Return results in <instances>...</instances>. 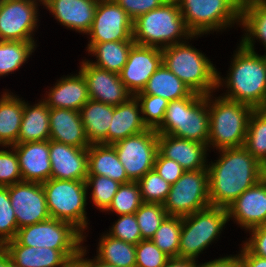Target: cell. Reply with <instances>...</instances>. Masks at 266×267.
<instances>
[{
    "label": "cell",
    "instance_id": "cell-1",
    "mask_svg": "<svg viewBox=\"0 0 266 267\" xmlns=\"http://www.w3.org/2000/svg\"><path fill=\"white\" fill-rule=\"evenodd\" d=\"M218 151V160L207 166L209 200L211 206L227 209L245 190L265 177V167L244 146Z\"/></svg>",
    "mask_w": 266,
    "mask_h": 267
},
{
    "label": "cell",
    "instance_id": "cell-2",
    "mask_svg": "<svg viewBox=\"0 0 266 267\" xmlns=\"http://www.w3.org/2000/svg\"><path fill=\"white\" fill-rule=\"evenodd\" d=\"M237 49L225 81L217 72V88L225 84L229 90L222 97L262 109L266 105V55H259L241 43Z\"/></svg>",
    "mask_w": 266,
    "mask_h": 267
},
{
    "label": "cell",
    "instance_id": "cell-3",
    "mask_svg": "<svg viewBox=\"0 0 266 267\" xmlns=\"http://www.w3.org/2000/svg\"><path fill=\"white\" fill-rule=\"evenodd\" d=\"M194 37L198 35L187 29L176 0H168L133 21V41L137 45L163 49Z\"/></svg>",
    "mask_w": 266,
    "mask_h": 267
},
{
    "label": "cell",
    "instance_id": "cell-4",
    "mask_svg": "<svg viewBox=\"0 0 266 267\" xmlns=\"http://www.w3.org/2000/svg\"><path fill=\"white\" fill-rule=\"evenodd\" d=\"M155 131L207 144L210 132L208 95L193 92L189 97L170 101L164 120Z\"/></svg>",
    "mask_w": 266,
    "mask_h": 267
},
{
    "label": "cell",
    "instance_id": "cell-5",
    "mask_svg": "<svg viewBox=\"0 0 266 267\" xmlns=\"http://www.w3.org/2000/svg\"><path fill=\"white\" fill-rule=\"evenodd\" d=\"M208 95L210 132L208 148L216 150L242 147L248 130V122L254 108L250 105L228 100L222 96L213 99Z\"/></svg>",
    "mask_w": 266,
    "mask_h": 267
},
{
    "label": "cell",
    "instance_id": "cell-6",
    "mask_svg": "<svg viewBox=\"0 0 266 267\" xmlns=\"http://www.w3.org/2000/svg\"><path fill=\"white\" fill-rule=\"evenodd\" d=\"M161 49L162 64L175 74L192 92L209 95L217 89V68L202 52L186 43Z\"/></svg>",
    "mask_w": 266,
    "mask_h": 267
},
{
    "label": "cell",
    "instance_id": "cell-7",
    "mask_svg": "<svg viewBox=\"0 0 266 267\" xmlns=\"http://www.w3.org/2000/svg\"><path fill=\"white\" fill-rule=\"evenodd\" d=\"M187 29L193 35L226 29L239 22L241 5L236 0H176Z\"/></svg>",
    "mask_w": 266,
    "mask_h": 267
},
{
    "label": "cell",
    "instance_id": "cell-8",
    "mask_svg": "<svg viewBox=\"0 0 266 267\" xmlns=\"http://www.w3.org/2000/svg\"><path fill=\"white\" fill-rule=\"evenodd\" d=\"M51 218L73 224L82 233L87 229L86 181L54 179L42 183Z\"/></svg>",
    "mask_w": 266,
    "mask_h": 267
},
{
    "label": "cell",
    "instance_id": "cell-9",
    "mask_svg": "<svg viewBox=\"0 0 266 267\" xmlns=\"http://www.w3.org/2000/svg\"><path fill=\"white\" fill-rule=\"evenodd\" d=\"M228 221L227 209L213 206L182 217L178 257L196 260Z\"/></svg>",
    "mask_w": 266,
    "mask_h": 267
},
{
    "label": "cell",
    "instance_id": "cell-10",
    "mask_svg": "<svg viewBox=\"0 0 266 267\" xmlns=\"http://www.w3.org/2000/svg\"><path fill=\"white\" fill-rule=\"evenodd\" d=\"M208 169L188 170L170 187L163 207L168 216L185 217L208 208Z\"/></svg>",
    "mask_w": 266,
    "mask_h": 267
},
{
    "label": "cell",
    "instance_id": "cell-11",
    "mask_svg": "<svg viewBox=\"0 0 266 267\" xmlns=\"http://www.w3.org/2000/svg\"><path fill=\"white\" fill-rule=\"evenodd\" d=\"M73 224L50 218L18 229L15 241L19 245L47 247L59 251H81L86 238Z\"/></svg>",
    "mask_w": 266,
    "mask_h": 267
},
{
    "label": "cell",
    "instance_id": "cell-12",
    "mask_svg": "<svg viewBox=\"0 0 266 267\" xmlns=\"http://www.w3.org/2000/svg\"><path fill=\"white\" fill-rule=\"evenodd\" d=\"M112 145L131 181H138L153 170L158 152V133L154 129L148 128Z\"/></svg>",
    "mask_w": 266,
    "mask_h": 267
},
{
    "label": "cell",
    "instance_id": "cell-13",
    "mask_svg": "<svg viewBox=\"0 0 266 267\" xmlns=\"http://www.w3.org/2000/svg\"><path fill=\"white\" fill-rule=\"evenodd\" d=\"M38 1L43 3V0H0V40L35 42L32 34L39 21Z\"/></svg>",
    "mask_w": 266,
    "mask_h": 267
},
{
    "label": "cell",
    "instance_id": "cell-14",
    "mask_svg": "<svg viewBox=\"0 0 266 267\" xmlns=\"http://www.w3.org/2000/svg\"><path fill=\"white\" fill-rule=\"evenodd\" d=\"M89 43L133 41V20L114 0H99Z\"/></svg>",
    "mask_w": 266,
    "mask_h": 267
},
{
    "label": "cell",
    "instance_id": "cell-15",
    "mask_svg": "<svg viewBox=\"0 0 266 267\" xmlns=\"http://www.w3.org/2000/svg\"><path fill=\"white\" fill-rule=\"evenodd\" d=\"M18 229L50 219L42 183L21 181L9 186Z\"/></svg>",
    "mask_w": 266,
    "mask_h": 267
},
{
    "label": "cell",
    "instance_id": "cell-16",
    "mask_svg": "<svg viewBox=\"0 0 266 267\" xmlns=\"http://www.w3.org/2000/svg\"><path fill=\"white\" fill-rule=\"evenodd\" d=\"M161 65L162 51L160 48L134 44L119 77L127 90L135 96L142 92L149 78Z\"/></svg>",
    "mask_w": 266,
    "mask_h": 267
},
{
    "label": "cell",
    "instance_id": "cell-17",
    "mask_svg": "<svg viewBox=\"0 0 266 267\" xmlns=\"http://www.w3.org/2000/svg\"><path fill=\"white\" fill-rule=\"evenodd\" d=\"M86 60L81 62L79 70L86 79L90 99L117 106L133 96L119 74L100 69Z\"/></svg>",
    "mask_w": 266,
    "mask_h": 267
},
{
    "label": "cell",
    "instance_id": "cell-18",
    "mask_svg": "<svg viewBox=\"0 0 266 267\" xmlns=\"http://www.w3.org/2000/svg\"><path fill=\"white\" fill-rule=\"evenodd\" d=\"M227 213L229 221L233 218L247 231L266 225V177L245 190L228 206Z\"/></svg>",
    "mask_w": 266,
    "mask_h": 267
},
{
    "label": "cell",
    "instance_id": "cell-19",
    "mask_svg": "<svg viewBox=\"0 0 266 267\" xmlns=\"http://www.w3.org/2000/svg\"><path fill=\"white\" fill-rule=\"evenodd\" d=\"M51 178L86 181L88 148H79L49 140Z\"/></svg>",
    "mask_w": 266,
    "mask_h": 267
},
{
    "label": "cell",
    "instance_id": "cell-20",
    "mask_svg": "<svg viewBox=\"0 0 266 267\" xmlns=\"http://www.w3.org/2000/svg\"><path fill=\"white\" fill-rule=\"evenodd\" d=\"M3 247L10 254L16 267H68L80 254V251H59L47 247L19 245L15 240L6 242Z\"/></svg>",
    "mask_w": 266,
    "mask_h": 267
},
{
    "label": "cell",
    "instance_id": "cell-21",
    "mask_svg": "<svg viewBox=\"0 0 266 267\" xmlns=\"http://www.w3.org/2000/svg\"><path fill=\"white\" fill-rule=\"evenodd\" d=\"M207 144L178 138L173 135L158 134V152L167 159L176 161L186 171L206 169Z\"/></svg>",
    "mask_w": 266,
    "mask_h": 267
},
{
    "label": "cell",
    "instance_id": "cell-22",
    "mask_svg": "<svg viewBox=\"0 0 266 267\" xmlns=\"http://www.w3.org/2000/svg\"><path fill=\"white\" fill-rule=\"evenodd\" d=\"M99 0H43L61 25L80 33L90 30Z\"/></svg>",
    "mask_w": 266,
    "mask_h": 267
},
{
    "label": "cell",
    "instance_id": "cell-23",
    "mask_svg": "<svg viewBox=\"0 0 266 267\" xmlns=\"http://www.w3.org/2000/svg\"><path fill=\"white\" fill-rule=\"evenodd\" d=\"M23 181L43 183L51 178L49 140L13 145Z\"/></svg>",
    "mask_w": 266,
    "mask_h": 267
},
{
    "label": "cell",
    "instance_id": "cell-24",
    "mask_svg": "<svg viewBox=\"0 0 266 267\" xmlns=\"http://www.w3.org/2000/svg\"><path fill=\"white\" fill-rule=\"evenodd\" d=\"M49 126L50 140L79 148L91 145L79 111L49 108Z\"/></svg>",
    "mask_w": 266,
    "mask_h": 267
},
{
    "label": "cell",
    "instance_id": "cell-25",
    "mask_svg": "<svg viewBox=\"0 0 266 267\" xmlns=\"http://www.w3.org/2000/svg\"><path fill=\"white\" fill-rule=\"evenodd\" d=\"M49 90L48 97L42 99L49 108L80 111L90 99L86 79L80 71L76 75L57 80L54 87Z\"/></svg>",
    "mask_w": 266,
    "mask_h": 267
},
{
    "label": "cell",
    "instance_id": "cell-26",
    "mask_svg": "<svg viewBox=\"0 0 266 267\" xmlns=\"http://www.w3.org/2000/svg\"><path fill=\"white\" fill-rule=\"evenodd\" d=\"M141 113L140 103L136 96H131L122 104L113 106V117L108 130V144H114L147 130Z\"/></svg>",
    "mask_w": 266,
    "mask_h": 267
},
{
    "label": "cell",
    "instance_id": "cell-27",
    "mask_svg": "<svg viewBox=\"0 0 266 267\" xmlns=\"http://www.w3.org/2000/svg\"><path fill=\"white\" fill-rule=\"evenodd\" d=\"M88 175H103L121 184L131 182L112 144L93 143L88 147Z\"/></svg>",
    "mask_w": 266,
    "mask_h": 267
},
{
    "label": "cell",
    "instance_id": "cell-28",
    "mask_svg": "<svg viewBox=\"0 0 266 267\" xmlns=\"http://www.w3.org/2000/svg\"><path fill=\"white\" fill-rule=\"evenodd\" d=\"M79 112L89 142L108 144L113 106L89 99Z\"/></svg>",
    "mask_w": 266,
    "mask_h": 267
},
{
    "label": "cell",
    "instance_id": "cell-29",
    "mask_svg": "<svg viewBox=\"0 0 266 267\" xmlns=\"http://www.w3.org/2000/svg\"><path fill=\"white\" fill-rule=\"evenodd\" d=\"M50 140L49 107L42 100L29 105L24 101L20 132L16 144Z\"/></svg>",
    "mask_w": 266,
    "mask_h": 267
},
{
    "label": "cell",
    "instance_id": "cell-30",
    "mask_svg": "<svg viewBox=\"0 0 266 267\" xmlns=\"http://www.w3.org/2000/svg\"><path fill=\"white\" fill-rule=\"evenodd\" d=\"M24 100L10 92L0 98V146L7 148L16 144L20 132Z\"/></svg>",
    "mask_w": 266,
    "mask_h": 267
},
{
    "label": "cell",
    "instance_id": "cell-31",
    "mask_svg": "<svg viewBox=\"0 0 266 267\" xmlns=\"http://www.w3.org/2000/svg\"><path fill=\"white\" fill-rule=\"evenodd\" d=\"M240 25L247 32L240 42L245 48L254 50V40L259 39L266 50V0H254L241 6Z\"/></svg>",
    "mask_w": 266,
    "mask_h": 267
},
{
    "label": "cell",
    "instance_id": "cell-32",
    "mask_svg": "<svg viewBox=\"0 0 266 267\" xmlns=\"http://www.w3.org/2000/svg\"><path fill=\"white\" fill-rule=\"evenodd\" d=\"M134 41H112L103 43H88V53L96 56V62L89 63L109 72L119 74L127 62L128 54Z\"/></svg>",
    "mask_w": 266,
    "mask_h": 267
},
{
    "label": "cell",
    "instance_id": "cell-33",
    "mask_svg": "<svg viewBox=\"0 0 266 267\" xmlns=\"http://www.w3.org/2000/svg\"><path fill=\"white\" fill-rule=\"evenodd\" d=\"M192 93L186 84L162 64L149 78L142 92L137 94L160 96L170 102L189 97Z\"/></svg>",
    "mask_w": 266,
    "mask_h": 267
},
{
    "label": "cell",
    "instance_id": "cell-34",
    "mask_svg": "<svg viewBox=\"0 0 266 267\" xmlns=\"http://www.w3.org/2000/svg\"><path fill=\"white\" fill-rule=\"evenodd\" d=\"M99 260L115 267L136 266V245L104 234L98 243Z\"/></svg>",
    "mask_w": 266,
    "mask_h": 267
},
{
    "label": "cell",
    "instance_id": "cell-35",
    "mask_svg": "<svg viewBox=\"0 0 266 267\" xmlns=\"http://www.w3.org/2000/svg\"><path fill=\"white\" fill-rule=\"evenodd\" d=\"M243 146L266 167V112L263 109H254L251 113Z\"/></svg>",
    "mask_w": 266,
    "mask_h": 267
},
{
    "label": "cell",
    "instance_id": "cell-36",
    "mask_svg": "<svg viewBox=\"0 0 266 267\" xmlns=\"http://www.w3.org/2000/svg\"><path fill=\"white\" fill-rule=\"evenodd\" d=\"M35 42L0 40V76L19 69L35 50Z\"/></svg>",
    "mask_w": 266,
    "mask_h": 267
},
{
    "label": "cell",
    "instance_id": "cell-37",
    "mask_svg": "<svg viewBox=\"0 0 266 267\" xmlns=\"http://www.w3.org/2000/svg\"><path fill=\"white\" fill-rule=\"evenodd\" d=\"M182 217L167 216L151 240L170 258L178 257Z\"/></svg>",
    "mask_w": 266,
    "mask_h": 267
},
{
    "label": "cell",
    "instance_id": "cell-38",
    "mask_svg": "<svg viewBox=\"0 0 266 267\" xmlns=\"http://www.w3.org/2000/svg\"><path fill=\"white\" fill-rule=\"evenodd\" d=\"M143 204L137 181H131L119 186L111 204L105 211H111L118 216L133 214Z\"/></svg>",
    "mask_w": 266,
    "mask_h": 267
},
{
    "label": "cell",
    "instance_id": "cell-39",
    "mask_svg": "<svg viewBox=\"0 0 266 267\" xmlns=\"http://www.w3.org/2000/svg\"><path fill=\"white\" fill-rule=\"evenodd\" d=\"M167 216L163 204L143 203L135 212L142 240L151 239Z\"/></svg>",
    "mask_w": 266,
    "mask_h": 267
},
{
    "label": "cell",
    "instance_id": "cell-40",
    "mask_svg": "<svg viewBox=\"0 0 266 267\" xmlns=\"http://www.w3.org/2000/svg\"><path fill=\"white\" fill-rule=\"evenodd\" d=\"M120 185L121 183L103 175H87L86 178L87 189L93 187L92 201L101 211L109 207Z\"/></svg>",
    "mask_w": 266,
    "mask_h": 267
},
{
    "label": "cell",
    "instance_id": "cell-41",
    "mask_svg": "<svg viewBox=\"0 0 266 267\" xmlns=\"http://www.w3.org/2000/svg\"><path fill=\"white\" fill-rule=\"evenodd\" d=\"M137 183L143 203L163 204L171 187L154 169L147 172Z\"/></svg>",
    "mask_w": 266,
    "mask_h": 267
},
{
    "label": "cell",
    "instance_id": "cell-42",
    "mask_svg": "<svg viewBox=\"0 0 266 267\" xmlns=\"http://www.w3.org/2000/svg\"><path fill=\"white\" fill-rule=\"evenodd\" d=\"M141 107V114L147 128L156 130L164 120L169 101L160 96L136 94Z\"/></svg>",
    "mask_w": 266,
    "mask_h": 267
},
{
    "label": "cell",
    "instance_id": "cell-43",
    "mask_svg": "<svg viewBox=\"0 0 266 267\" xmlns=\"http://www.w3.org/2000/svg\"><path fill=\"white\" fill-rule=\"evenodd\" d=\"M17 231L16 216L9 198V186H0V246L14 240Z\"/></svg>",
    "mask_w": 266,
    "mask_h": 267
},
{
    "label": "cell",
    "instance_id": "cell-44",
    "mask_svg": "<svg viewBox=\"0 0 266 267\" xmlns=\"http://www.w3.org/2000/svg\"><path fill=\"white\" fill-rule=\"evenodd\" d=\"M135 267H163L170 258L151 239L141 240L136 245Z\"/></svg>",
    "mask_w": 266,
    "mask_h": 267
},
{
    "label": "cell",
    "instance_id": "cell-45",
    "mask_svg": "<svg viewBox=\"0 0 266 267\" xmlns=\"http://www.w3.org/2000/svg\"><path fill=\"white\" fill-rule=\"evenodd\" d=\"M109 230V233L107 232L108 235L134 245H137L142 240L135 213L120 215Z\"/></svg>",
    "mask_w": 266,
    "mask_h": 267
},
{
    "label": "cell",
    "instance_id": "cell-46",
    "mask_svg": "<svg viewBox=\"0 0 266 267\" xmlns=\"http://www.w3.org/2000/svg\"><path fill=\"white\" fill-rule=\"evenodd\" d=\"M12 151L0 150V186L8 187L21 182L22 175L18 157L13 146Z\"/></svg>",
    "mask_w": 266,
    "mask_h": 267
},
{
    "label": "cell",
    "instance_id": "cell-47",
    "mask_svg": "<svg viewBox=\"0 0 266 267\" xmlns=\"http://www.w3.org/2000/svg\"><path fill=\"white\" fill-rule=\"evenodd\" d=\"M135 21L139 16L162 6L168 0H114Z\"/></svg>",
    "mask_w": 266,
    "mask_h": 267
},
{
    "label": "cell",
    "instance_id": "cell-48",
    "mask_svg": "<svg viewBox=\"0 0 266 267\" xmlns=\"http://www.w3.org/2000/svg\"><path fill=\"white\" fill-rule=\"evenodd\" d=\"M153 169L171 185L186 171L176 161L163 157L159 152H157Z\"/></svg>",
    "mask_w": 266,
    "mask_h": 267
},
{
    "label": "cell",
    "instance_id": "cell-49",
    "mask_svg": "<svg viewBox=\"0 0 266 267\" xmlns=\"http://www.w3.org/2000/svg\"><path fill=\"white\" fill-rule=\"evenodd\" d=\"M251 237L244 242V246L254 255L266 258V225L249 230Z\"/></svg>",
    "mask_w": 266,
    "mask_h": 267
},
{
    "label": "cell",
    "instance_id": "cell-50",
    "mask_svg": "<svg viewBox=\"0 0 266 267\" xmlns=\"http://www.w3.org/2000/svg\"><path fill=\"white\" fill-rule=\"evenodd\" d=\"M240 252L238 255L242 267H266V258L252 254L245 246Z\"/></svg>",
    "mask_w": 266,
    "mask_h": 267
},
{
    "label": "cell",
    "instance_id": "cell-51",
    "mask_svg": "<svg viewBox=\"0 0 266 267\" xmlns=\"http://www.w3.org/2000/svg\"><path fill=\"white\" fill-rule=\"evenodd\" d=\"M197 267H242L239 255L225 256L197 265Z\"/></svg>",
    "mask_w": 266,
    "mask_h": 267
},
{
    "label": "cell",
    "instance_id": "cell-52",
    "mask_svg": "<svg viewBox=\"0 0 266 267\" xmlns=\"http://www.w3.org/2000/svg\"><path fill=\"white\" fill-rule=\"evenodd\" d=\"M86 252H87L86 247L82 246L80 254L77 258L85 267H115L113 265H110L108 263L99 260L97 257L96 258L94 257V259H87V258L84 259Z\"/></svg>",
    "mask_w": 266,
    "mask_h": 267
},
{
    "label": "cell",
    "instance_id": "cell-53",
    "mask_svg": "<svg viewBox=\"0 0 266 267\" xmlns=\"http://www.w3.org/2000/svg\"><path fill=\"white\" fill-rule=\"evenodd\" d=\"M197 261L180 257L169 258L163 267H197Z\"/></svg>",
    "mask_w": 266,
    "mask_h": 267
},
{
    "label": "cell",
    "instance_id": "cell-54",
    "mask_svg": "<svg viewBox=\"0 0 266 267\" xmlns=\"http://www.w3.org/2000/svg\"><path fill=\"white\" fill-rule=\"evenodd\" d=\"M12 265L10 254L3 246H0V267H11Z\"/></svg>",
    "mask_w": 266,
    "mask_h": 267
},
{
    "label": "cell",
    "instance_id": "cell-55",
    "mask_svg": "<svg viewBox=\"0 0 266 267\" xmlns=\"http://www.w3.org/2000/svg\"><path fill=\"white\" fill-rule=\"evenodd\" d=\"M68 267H85L78 259L72 261Z\"/></svg>",
    "mask_w": 266,
    "mask_h": 267
},
{
    "label": "cell",
    "instance_id": "cell-56",
    "mask_svg": "<svg viewBox=\"0 0 266 267\" xmlns=\"http://www.w3.org/2000/svg\"><path fill=\"white\" fill-rule=\"evenodd\" d=\"M241 6L248 3V2H252L254 0H236Z\"/></svg>",
    "mask_w": 266,
    "mask_h": 267
},
{
    "label": "cell",
    "instance_id": "cell-57",
    "mask_svg": "<svg viewBox=\"0 0 266 267\" xmlns=\"http://www.w3.org/2000/svg\"><path fill=\"white\" fill-rule=\"evenodd\" d=\"M262 109L266 112V105Z\"/></svg>",
    "mask_w": 266,
    "mask_h": 267
}]
</instances>
